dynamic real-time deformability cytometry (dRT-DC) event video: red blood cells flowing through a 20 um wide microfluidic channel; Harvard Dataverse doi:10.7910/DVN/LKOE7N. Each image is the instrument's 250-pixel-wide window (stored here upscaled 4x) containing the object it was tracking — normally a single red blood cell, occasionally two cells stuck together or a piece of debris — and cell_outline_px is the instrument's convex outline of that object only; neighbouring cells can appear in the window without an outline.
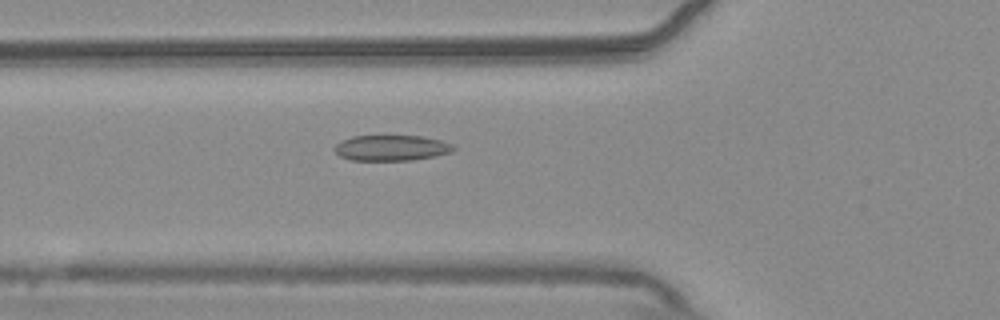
{"species": "common noctule bat (a hibernating species)", "species_latin": "Nyctalus noctula", "temperature_condition": "warm", "stored_images_in_passage": 55, "camera_frame_rate_fps": 3000, "um_per_image_px": 0.085, "animal": {"sex": "male", "body_mass_g": 20.4}, "frame": {"image": 1, "passage_image": 20, "time_ms": 6.333, "image_size_px": [1000, 320], "cell_outline_px": [[456, 148], [452, 152], [436, 156], [412, 160], [352, 160], [340, 156], [332, 148], [340, 140], [352, 136], [424, 136], [440, 140], [452, 144]], "centroid_in_image_um": [33.27, 12.57], "position_along_channel_um": 92.5, "area_um2": 17.86}}
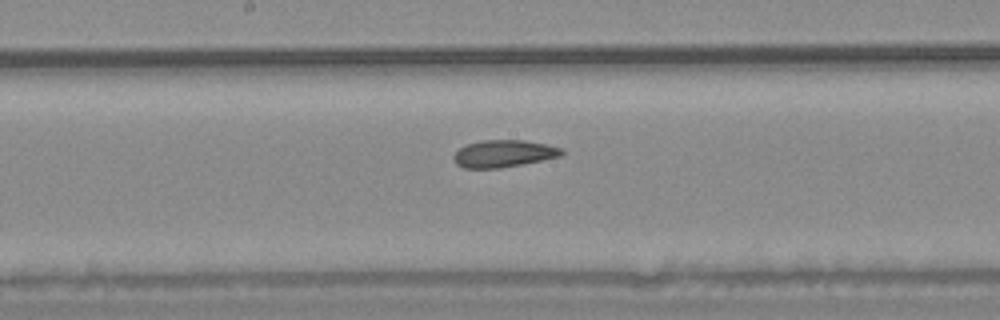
{"frame": {"image": 2, "passage_image": 29, "time_ms": 9.333, "image_size_px": [1000, 320], "cell_outline_px": [[564, 152], [560, 156], [500, 168], [464, 168], [456, 164], [452, 156], [460, 148], [468, 144], [480, 140], [524, 140], [564, 148]], "centroid_in_image_um": [42.79, 13.05], "position_along_channel_um": 205.4, "area_um2": 16.94}}
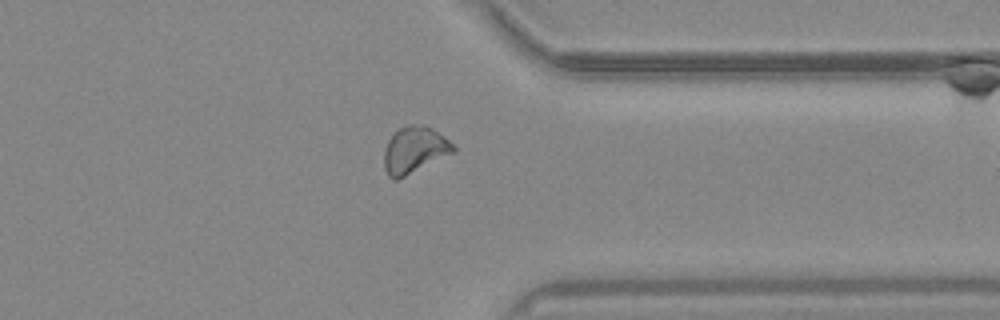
{"frame": {"image": 3, "passage_image": 43, "time_ms": 14.0, "image_size_px": [1000, 320], "cell_outline_px": [[456, 152], [396, 180], [392, 180], [388, 176], [384, 168], [384, 152], [388, 140], [400, 128], [412, 124], [424, 124], [432, 128], [444, 136], [456, 148]], "centroid_in_image_um": [35.24, 12.75], "position_along_channel_um": 376.2, "area_um2": 18.73}, "authors_computed_cell_mechanics": {"area_um2": 18.5538, "velocity_mm_per_s": 3.752, "shape_relaxation_time_tau1_ms": null, "shape_relaxation_time_tau2_ms": 3.5752, "deformation_change_tau1": null, "deformation_change_tau2": 0.0793}}